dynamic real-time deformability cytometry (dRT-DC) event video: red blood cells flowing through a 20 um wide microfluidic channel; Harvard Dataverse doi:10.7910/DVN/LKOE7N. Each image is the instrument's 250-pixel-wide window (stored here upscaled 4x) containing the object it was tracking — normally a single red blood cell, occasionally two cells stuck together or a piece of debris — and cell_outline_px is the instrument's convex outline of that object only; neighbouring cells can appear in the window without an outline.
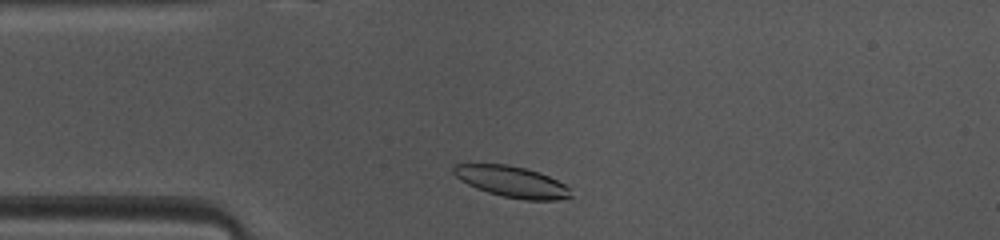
{"species": "common noctule bat (a hibernating species)", "species_latin": "Nyctalus noctula", "temperature_condition": "warm", "stored_images_in_passage": 40, "camera_frame_rate_fps": 3000, "um_per_image_px": 0.085, "animal": {"sex": "female", "body_mass_g": 10.0, "forearm_length_mm": 53.1}, "frame": {"image": 1, "passage_image": 3, "time_ms": 0.667, "image_size_px": [1000, 240], "cell_outline_px": [[572, 196], [556, 200], [524, 200], [504, 196], [488, 192], [476, 188], [460, 180], [452, 172], [452, 164], [508, 164], [524, 168], [548, 176], [564, 184], [568, 188]], "centroid_in_image_um": [43.46, 15.44], "position_along_channel_um": 41.5, "area_um2": 20.98}}
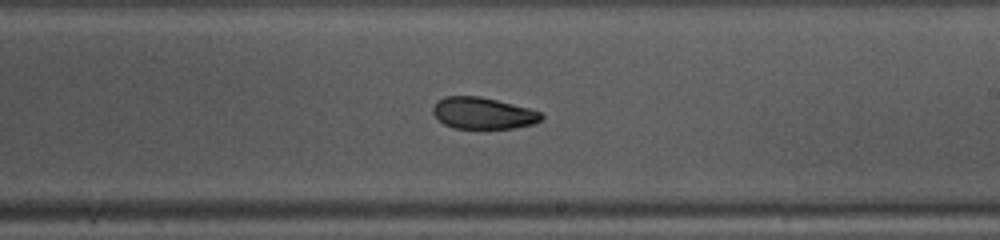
{"frame": {"image": 2, "passage_image": 19, "time_ms": 6.0, "image_size_px": [1000, 240], "cell_outline_px": [[544, 116], [540, 120], [532, 124], [516, 128], [456, 128], [444, 124], [432, 112], [432, 108], [436, 100], [444, 96], [480, 96], [528, 108], [540, 112]], "centroid_in_image_um": [41.03, 9.61], "position_along_channel_um": 248.0, "area_um2": 19.83}}
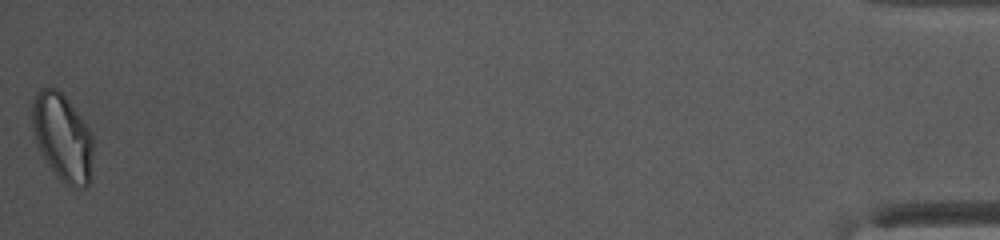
{"frame": {"image": 3, "passage_image": 40, "time_ms": 13.0, "image_size_px": [1000, 240], "cell_outline_px": [[92, 176], [88, 184], [84, 188], [72, 188], [60, 180], [48, 164], [36, 144], [32, 128], [32, 100], [36, 92], [40, 88], [56, 88], [64, 96], [84, 120], [92, 132]], "centroid_in_image_um": [5.32, 11.69], "position_along_channel_um": 429.9, "area_um2": 31.27}, "authors_computed_cell_mechanics": {"area_um2": 21.2993, "velocity_mm_per_s": 4.101, "shape_relaxation_time_tau1_ms": 3.5664, "shape_relaxation_time_tau2_ms": 7.7334, "deformation_change_tau1": 0.1272, "deformation_change_tau2": 0.0869}}